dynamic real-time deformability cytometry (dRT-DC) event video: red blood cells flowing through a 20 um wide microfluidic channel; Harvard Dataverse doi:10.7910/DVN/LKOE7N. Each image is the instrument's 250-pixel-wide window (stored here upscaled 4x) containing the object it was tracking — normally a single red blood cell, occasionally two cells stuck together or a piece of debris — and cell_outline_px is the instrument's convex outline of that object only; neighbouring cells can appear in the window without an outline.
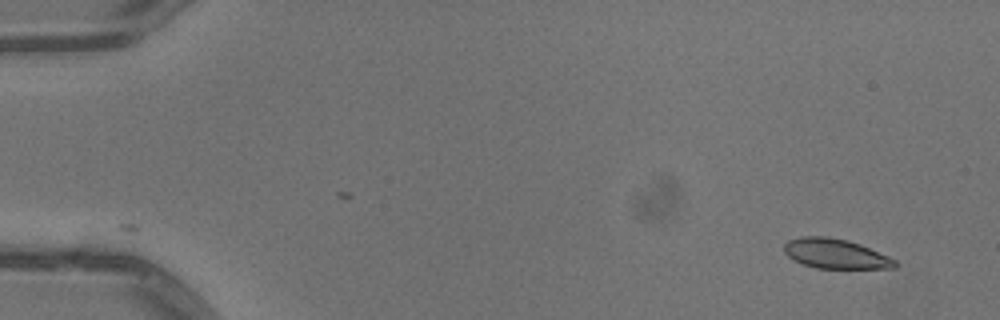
{"species": "common noctule bat (a hibernating species)", "species_latin": "Nyctalus noctula", "temperature_condition": "warm", "stored_images_in_passage": 16, "camera_frame_rate_fps": 3000, "um_per_image_px": 0.085, "animal": {"sex": "male", "body_mass_g": 13.3}, "frame": {"image": 1, "passage_image": 1, "time_ms": 0.0, "image_size_px": [1000, 320], "cell_outline_px": [[896, 268], [816, 268], [792, 260], [784, 252], [784, 244], [788, 240], [800, 236], [828, 236], [848, 240], [860, 244], [888, 256], [896, 260]], "centroid_in_image_um": [70.98, 21.55], "position_along_channel_um": 14.0, "area_um2": 19.25}}
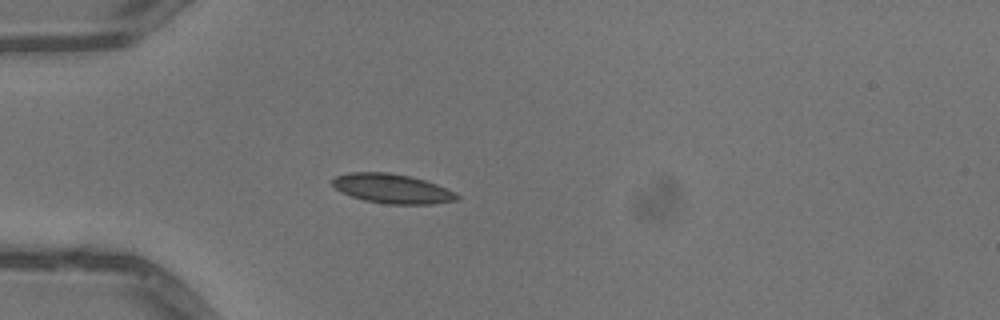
{"frame": {"image": 2, "passage_image": 13, "time_ms": 4.0, "image_size_px": [1000, 320], "cell_outline_px": [[460, 200], [432, 204], [388, 204], [364, 200], [352, 196], [336, 188], [332, 184], [332, 180], [336, 176], [348, 172], [388, 172], [408, 176], [424, 180], [436, 184], [456, 192], [460, 196]], "centroid_in_image_um": [33.38, 16.04], "position_along_channel_um": 51.6, "area_um2": 21.27}}